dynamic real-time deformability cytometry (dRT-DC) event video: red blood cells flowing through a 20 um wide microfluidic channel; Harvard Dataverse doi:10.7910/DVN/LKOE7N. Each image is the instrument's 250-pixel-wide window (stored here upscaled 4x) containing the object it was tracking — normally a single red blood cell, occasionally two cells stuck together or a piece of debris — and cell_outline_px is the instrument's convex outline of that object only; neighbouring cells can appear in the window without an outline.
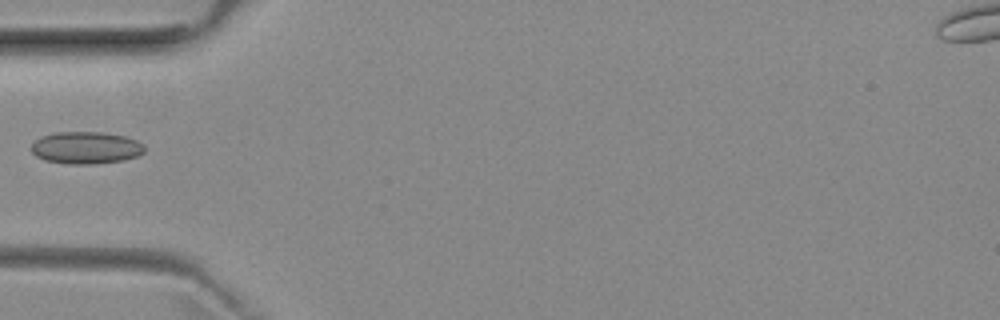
{"species": "common noctule bat (a hibernating species)", "species_latin": "Nyctalus noctula", "temperature_condition": "room temperature", "stored_images_in_passage": 28, "camera_frame_rate_fps": 3000, "um_per_image_px": 0.085, "animal": {"sex": "female", "body_mass_g": 29.2, "forearm_length_mm": 56.3}, "frame": {"image": 1, "passage_image": 1, "time_ms": 0.0, "image_size_px": [1000, 320], "cell_outline_px": [[144, 152], [136, 156], [124, 160], [92, 164], [68, 164], [44, 160], [36, 156], [32, 152], [32, 144], [40, 136], [56, 132], [100, 132], [124, 136], [136, 140], [144, 144]], "centroid_in_image_um": [7.29, 12.56], "position_along_channel_um": 77.7, "area_um2": 21.21}}
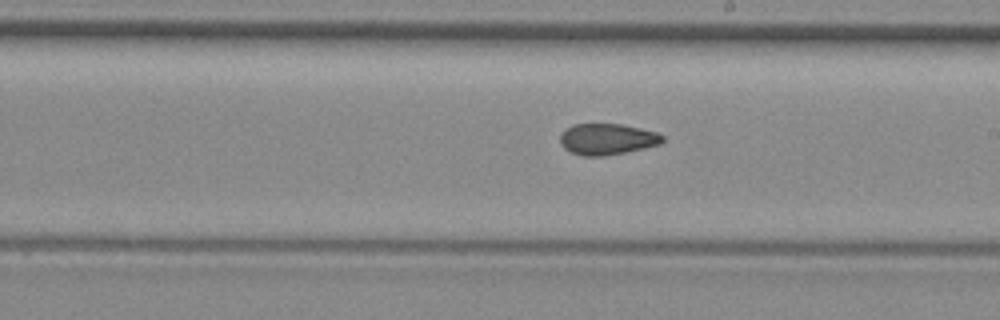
{"frame": {"image": 2, "passage_image": 13, "time_ms": 4.0, "image_size_px": [1000, 320], "cell_outline_px": [[664, 140], [660, 144], [644, 148], [604, 156], [584, 156], [572, 152], [564, 148], [560, 144], [560, 136], [572, 124], [620, 124], [640, 128], [656, 132], [664, 136]], "centroid_in_image_um": [51.62, 11.83], "position_along_channel_um": 237.4, "area_um2": 18.44}}
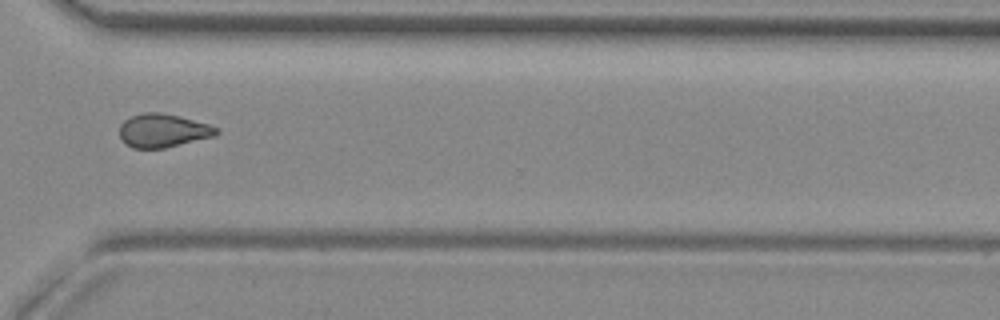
{"frame": {"image": 3, "passage_image": 22, "time_ms": 7.0, "image_size_px": [1000, 320], "cell_outline_px": [[220, 132], [216, 136], [164, 148], [132, 148], [124, 144], [120, 136], [120, 124], [124, 120], [132, 116], [144, 112], [160, 112], [180, 116], [208, 124], [220, 128]], "centroid_in_image_um": [13.87, 11.1], "position_along_channel_um": 356.7, "area_um2": 19.07}}